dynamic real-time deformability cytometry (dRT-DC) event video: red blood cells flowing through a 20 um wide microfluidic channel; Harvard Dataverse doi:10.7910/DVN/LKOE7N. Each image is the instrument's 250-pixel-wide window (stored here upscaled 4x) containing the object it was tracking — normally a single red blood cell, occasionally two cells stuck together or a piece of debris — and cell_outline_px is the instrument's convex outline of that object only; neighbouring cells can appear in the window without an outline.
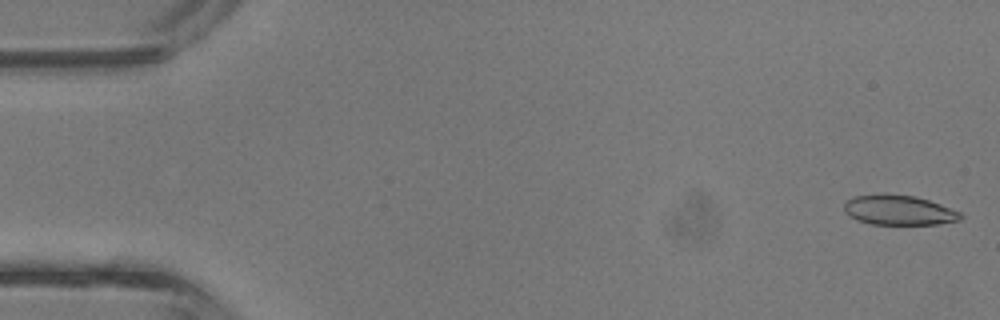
{"species": "common noctule bat (a hibernating species)", "species_latin": "Nyctalus noctula", "temperature_condition": "room temperature", "stored_images_in_passage": 4, "camera_frame_rate_fps": 3000, "um_per_image_px": 0.085, "animal": {"sex": "male", "body_mass_g": 13.3}, "frame": {"image": 1, "passage_image": 1, "time_ms": 0.0, "image_size_px": [1000, 320], "cell_outline_px": [[964, 216], [960, 220], [936, 224], [872, 224], [856, 220], [848, 216], [844, 212], [844, 204], [852, 196], [884, 192], [888, 192], [912, 196], [928, 200], [940, 204], [960, 212]], "centroid_in_image_um": [76.34, 17.84], "position_along_channel_um": 8.7, "area_um2": 20.58}}